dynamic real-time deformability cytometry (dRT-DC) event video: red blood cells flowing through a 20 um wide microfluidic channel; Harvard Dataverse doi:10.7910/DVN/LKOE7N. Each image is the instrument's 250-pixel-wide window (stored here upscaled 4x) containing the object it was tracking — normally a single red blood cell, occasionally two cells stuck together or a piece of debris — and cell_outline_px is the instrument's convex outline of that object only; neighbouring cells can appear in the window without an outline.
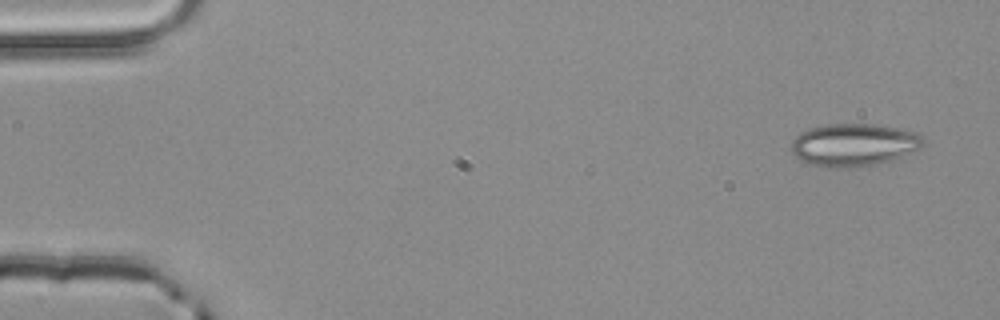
{"species": "common noctule bat (a hibernating species)", "species_latin": "Nyctalus noctula", "temperature_condition": "room temperature", "stored_images_in_passage": 4, "camera_frame_rate_fps": 3000, "um_per_image_px": 0.085, "animal": {"sex": "male", "body_mass_g": 20.4}, "frame": {"image": 1, "passage_image": 1, "time_ms": 0.0, "image_size_px": [1000, 320], "cell_outline_px": [[924, 144], [920, 148], [900, 156], [876, 164], [808, 164], [800, 160], [792, 152], [792, 140], [800, 132], [812, 128], [828, 124], [876, 124], [916, 132], [924, 140]], "centroid_in_image_um": [72.58, 12.24], "position_along_channel_um": 12.4, "area_um2": 31.33}}